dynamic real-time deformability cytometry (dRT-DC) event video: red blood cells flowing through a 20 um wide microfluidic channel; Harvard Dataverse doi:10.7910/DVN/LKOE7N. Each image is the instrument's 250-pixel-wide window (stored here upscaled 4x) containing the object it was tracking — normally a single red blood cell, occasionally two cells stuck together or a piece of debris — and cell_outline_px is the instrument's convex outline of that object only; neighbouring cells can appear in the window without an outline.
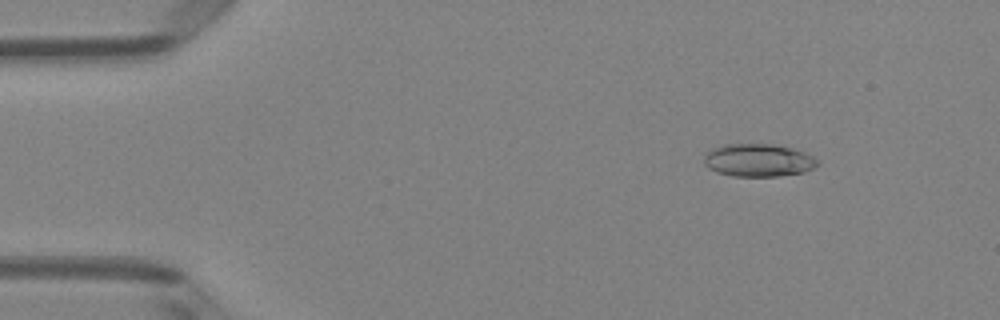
{"species": "Egyptian fruit bat (a non-hibernating species)", "species_latin": "Rousettus aegyptiacus", "temperature_condition": "room temperature", "stored_images_in_passage": 49, "camera_frame_rate_fps": 3000, "um_per_image_px": 0.085, "animal": {"sex": "female"}, "frame": {"image": 1, "passage_image": 6, "time_ms": 1.667, "image_size_px": [1000, 320], "cell_outline_px": [[820, 164], [816, 168], [804, 172], [776, 176], [732, 176], [716, 172], [708, 168], [704, 164], [704, 152], [712, 148], [724, 144], [772, 144], [792, 148], [804, 152], [820, 160]], "centroid_in_image_um": [64.46, 13.62], "position_along_channel_um": 20.5, "area_um2": 22.02}}
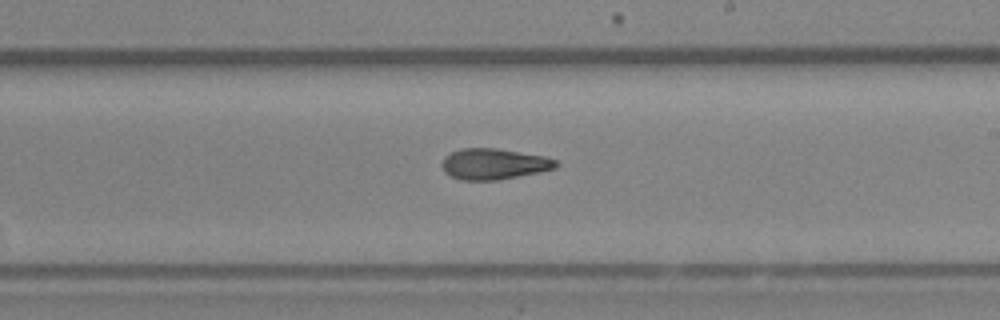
{"frame": {"image": 2, "passage_image": 29, "time_ms": 9.333, "image_size_px": [1000, 320], "cell_outline_px": [[560, 164], [556, 168], [540, 172], [496, 180], [460, 180], [444, 172], [440, 164], [444, 156], [460, 148], [496, 148], [544, 156], [556, 160]], "centroid_in_image_um": [41.96, 13.93], "position_along_channel_um": 247.0, "area_um2": 20.63}}
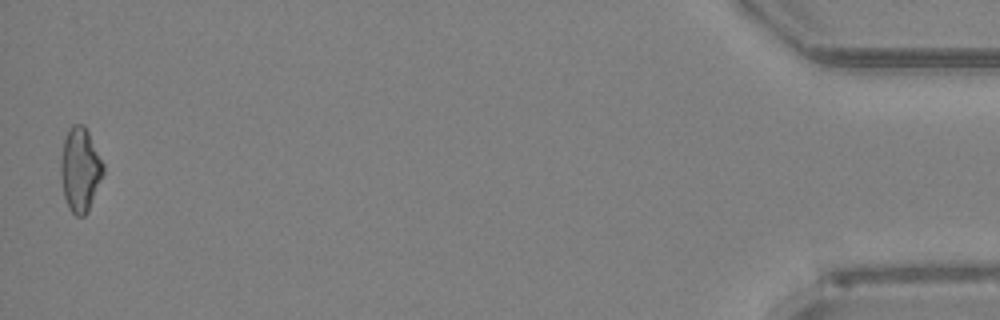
{"frame": {"image": 3, "passage_image": 49, "time_ms": 16.0, "image_size_px": [1000, 320], "cell_outline_px": [[104, 172], [88, 212], [84, 216], [76, 216], [68, 208], [64, 196], [60, 176], [60, 160], [64, 140], [68, 128], [72, 124], [84, 124], [104, 164]], "centroid_in_image_um": [6.8, 14.42], "position_along_channel_um": 428.4, "area_um2": 20.92}, "authors_computed_cell_mechanics": {"area_um2": 20.6346, "velocity_mm_per_s": 4.0869, "shape_relaxation_time_tau1_ms": null, "shape_relaxation_time_tau2_ms": 4.0962, "deformation_change_tau1": null, "deformation_change_tau2": 0.1219}}